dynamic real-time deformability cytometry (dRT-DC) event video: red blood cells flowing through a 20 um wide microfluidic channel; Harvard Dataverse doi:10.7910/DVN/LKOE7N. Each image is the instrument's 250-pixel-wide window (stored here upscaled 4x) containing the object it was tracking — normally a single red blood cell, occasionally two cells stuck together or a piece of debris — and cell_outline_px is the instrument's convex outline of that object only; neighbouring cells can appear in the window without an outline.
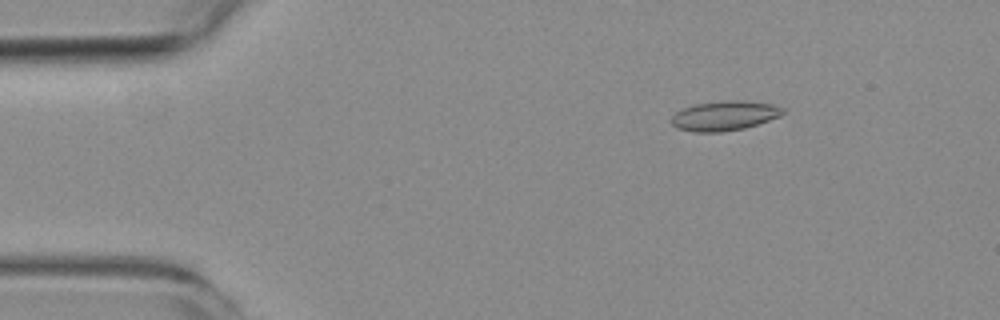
{"species": "common noctule bat (a hibernating species)", "species_latin": "Nyctalus noctula", "temperature_condition": "room temperature", "stored_images_in_passage": 3, "camera_frame_rate_fps": 3000, "um_per_image_px": 0.085, "animal": {"sex": "female", "body_mass_g": 19.3, "forearm_length_mm": 54.1}, "frame": {"image": 1, "passage_image": 1, "time_ms": 0.0, "image_size_px": [1000, 320], "cell_outline_px": [[784, 112], [780, 116], [744, 128], [720, 132], [696, 132], [676, 128], [672, 124], [672, 116], [676, 112], [684, 108], [696, 104], [728, 100], [744, 100], [772, 104], [784, 108]], "centroid_in_image_um": [61.58, 9.83], "position_along_channel_um": 23.4, "area_um2": 19.07}}